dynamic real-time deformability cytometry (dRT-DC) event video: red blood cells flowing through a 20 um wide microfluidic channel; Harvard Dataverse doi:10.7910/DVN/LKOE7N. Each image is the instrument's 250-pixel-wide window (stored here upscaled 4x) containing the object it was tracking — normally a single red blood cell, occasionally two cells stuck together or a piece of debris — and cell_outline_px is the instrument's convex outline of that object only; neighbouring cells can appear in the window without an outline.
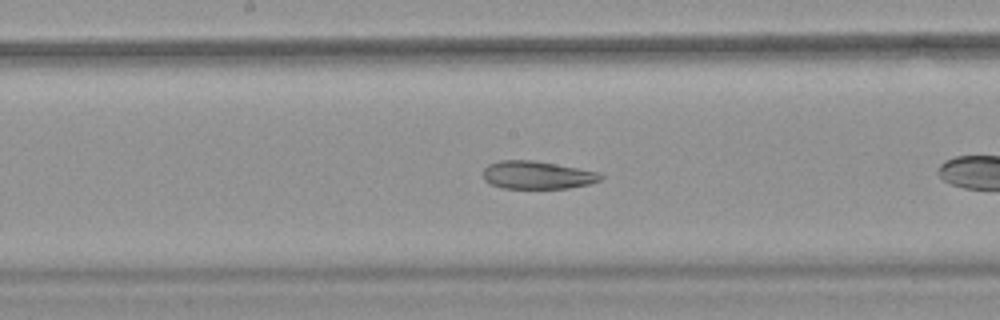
{"species": "common noctule bat (a hibernating species)", "species_latin": "Nyctalus noctula", "temperature_condition": "warm", "stored_images_in_passage": 27, "camera_frame_rate_fps": 3000, "um_per_image_px": 0.085, "animal": {"sex": "female", "body_mass_g": 18.4}, "frame": {"image": 1, "passage_image": 12, "time_ms": 3.667, "image_size_px": [1000, 320], "cell_outline_px": [[604, 176], [600, 180], [588, 184], [568, 188], [500, 188], [488, 184], [484, 180], [484, 168], [488, 164], [500, 160], [532, 160], [556, 164], [600, 172]], "centroid_in_image_um": [45.64, 14.88], "position_along_channel_um": 202.6, "area_um2": 19.19}}